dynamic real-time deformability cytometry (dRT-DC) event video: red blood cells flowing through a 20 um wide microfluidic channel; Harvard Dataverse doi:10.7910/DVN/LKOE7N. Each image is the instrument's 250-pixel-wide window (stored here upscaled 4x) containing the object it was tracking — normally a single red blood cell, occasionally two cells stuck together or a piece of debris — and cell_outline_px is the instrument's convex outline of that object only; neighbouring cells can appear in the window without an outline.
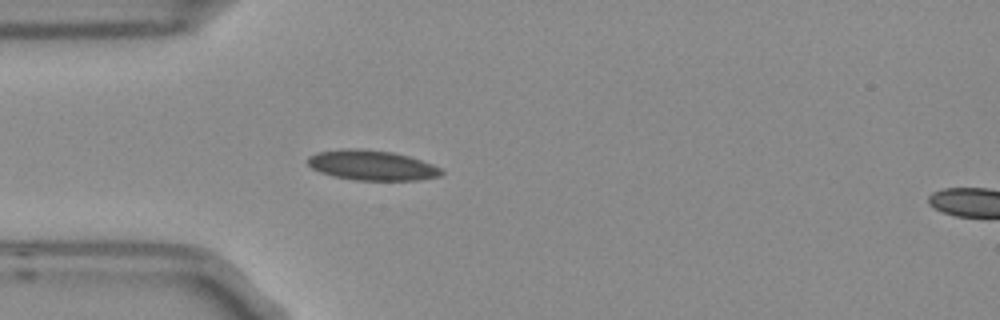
{"species": "Egyptian fruit bat (a non-hibernating species)", "species_latin": "Rousettus aegyptiacus", "temperature_condition": "room temperature", "stored_images_in_passage": 6, "segment_of_instrument_passage": [1, 2], "camera_frame_rate_fps": 3000, "um_per_image_px": 0.085, "frame": {"image": 1, "passage_image": 5, "time_ms": 1.333, "image_size_px": [1000, 320], "cell_outline_px": [[444, 172], [440, 176], [420, 180], [356, 180], [336, 176], [320, 172], [312, 168], [308, 164], [308, 156], [316, 152], [340, 148], [360, 148], [392, 152], [408, 156], [432, 164], [440, 168]], "centroid_in_image_um": [31.59, 14.04], "position_along_channel_um": 53.4, "area_um2": 23.41}}